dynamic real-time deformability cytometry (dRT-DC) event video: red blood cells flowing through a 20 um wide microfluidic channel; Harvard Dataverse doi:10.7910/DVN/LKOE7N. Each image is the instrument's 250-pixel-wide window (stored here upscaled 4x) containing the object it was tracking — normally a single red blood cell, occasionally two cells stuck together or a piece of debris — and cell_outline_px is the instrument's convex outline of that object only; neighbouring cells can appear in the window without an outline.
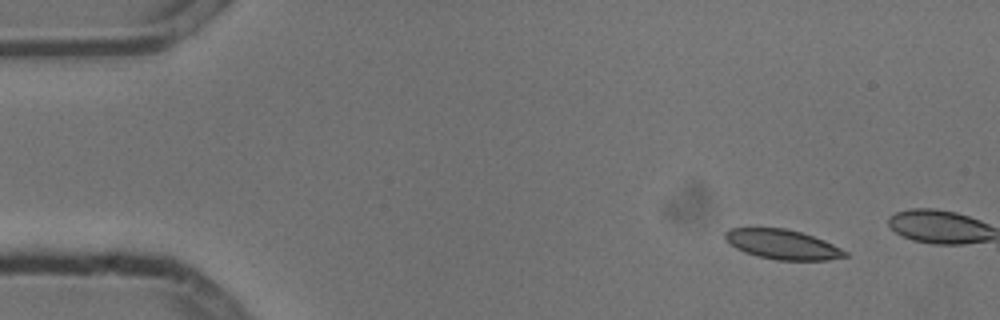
{"species": "common noctule bat (a hibernating species)", "species_latin": "Nyctalus noctula", "temperature_condition": "cold", "stored_images_in_passage": 2, "camera_frame_rate_fps": 3000, "um_per_image_px": 0.085, "animal": {"sex": "male", "body_mass_g": 13.3}, "frame": {"image": 1, "passage_image": 1, "time_ms": 0.0, "image_size_px": [1000, 320], "cell_outline_px": [[848, 256], [828, 260], [776, 260], [756, 256], [744, 252], [736, 248], [724, 240], [724, 232], [728, 228], [784, 228], [800, 232], [824, 240], [848, 252]], "centroid_in_image_um": [66.47, 20.78], "position_along_channel_um": 18.5, "area_um2": 20.81}}